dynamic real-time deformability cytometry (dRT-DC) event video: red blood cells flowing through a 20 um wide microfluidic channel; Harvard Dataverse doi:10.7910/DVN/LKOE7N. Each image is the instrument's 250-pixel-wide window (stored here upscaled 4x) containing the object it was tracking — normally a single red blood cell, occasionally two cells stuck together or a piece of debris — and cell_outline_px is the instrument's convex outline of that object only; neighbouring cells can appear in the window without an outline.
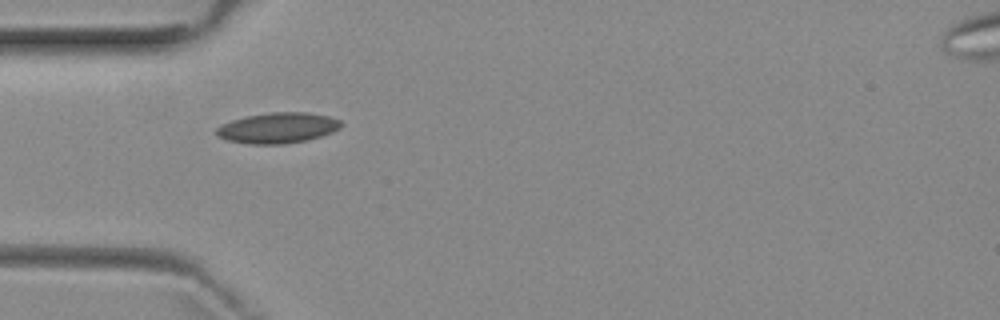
{"species": "common noctule bat (a hibernating species)", "species_latin": "Nyctalus noctula", "temperature_condition": "room temperature", "stored_images_in_passage": 3, "camera_frame_rate_fps": 3000, "um_per_image_px": 0.085, "animal": {"sex": "female", "body_mass_g": 29.2, "forearm_length_mm": 56.3}, "frame": {"image": 1, "passage_image": 1, "time_ms": 0.0, "image_size_px": [1000, 320], "cell_outline_px": [[344, 124], [340, 128], [332, 132], [320, 136], [304, 140], [280, 144], [248, 144], [228, 140], [220, 136], [216, 132], [216, 128], [220, 124], [244, 116], [268, 112], [308, 112], [328, 116], [340, 120]], "centroid_in_image_um": [23.61, 10.85], "position_along_channel_um": 61.4, "area_um2": 22.2}}
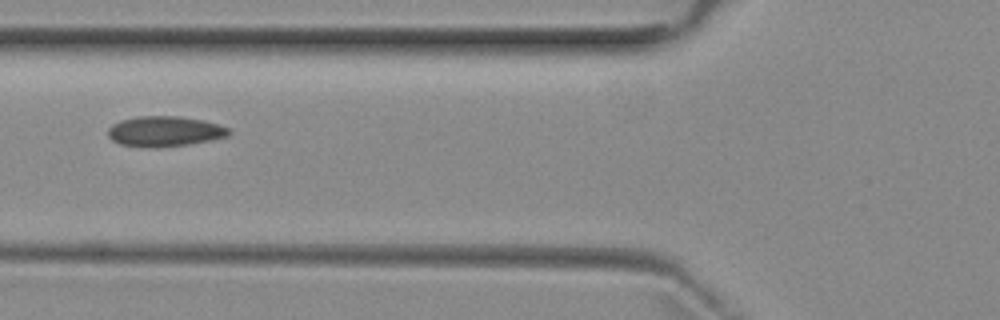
{"frame": {"image": 2, "passage_image": 2, "time_ms": 1.333, "image_size_px": [1000, 320], "cell_outline_px": [[232, 132], [228, 136], [212, 140], [188, 144], [120, 144], [112, 140], [108, 136], [108, 128], [112, 124], [120, 120], [136, 116], [180, 116], [204, 120], [220, 124], [228, 128]], "centroid_in_image_um": [14.06, 11.1], "position_along_channel_um": 111.7, "area_um2": 20.58}}
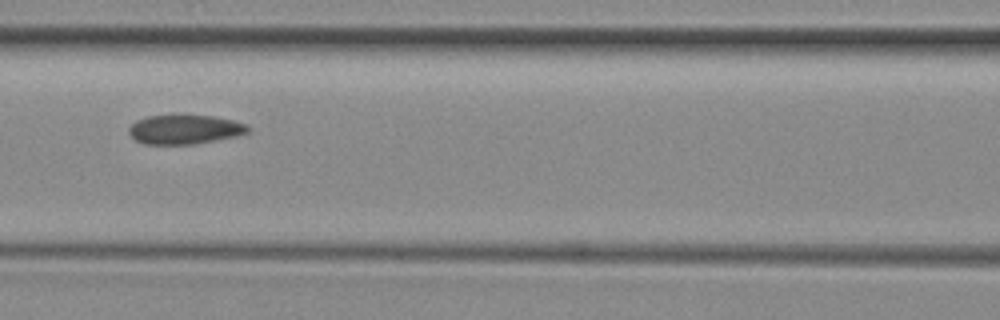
{"frame": {"image": 3, "passage_image": 3, "time_ms": 2.333, "image_size_px": [1000, 320], "cell_outline_px": [[252, 128], [248, 132], [236, 136], [196, 144], [144, 144], [136, 140], [128, 132], [128, 128], [136, 120], [148, 116], [216, 116], [248, 124]], "centroid_in_image_um": [15.73, 11.01], "position_along_channel_um": 150.9, "area_um2": 20.23}}